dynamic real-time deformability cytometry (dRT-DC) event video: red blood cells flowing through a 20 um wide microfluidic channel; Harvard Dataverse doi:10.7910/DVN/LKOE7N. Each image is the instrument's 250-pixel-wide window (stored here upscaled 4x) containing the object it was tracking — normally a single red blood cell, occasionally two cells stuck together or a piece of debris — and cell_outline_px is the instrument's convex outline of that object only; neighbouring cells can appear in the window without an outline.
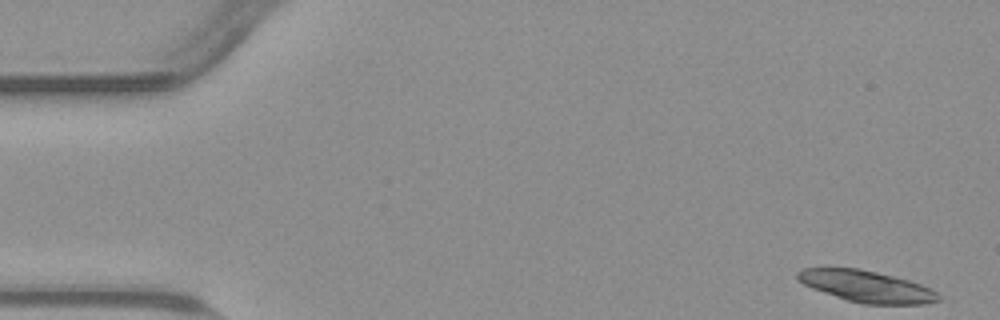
{"species": "common noctule bat (a hibernating species)", "species_latin": "Nyctalus noctula", "temperature_condition": "warm", "stored_images_in_passage": 37, "segment_of_instrument_passage": [1, 2], "camera_frame_rate_fps": 3000, "um_per_image_px": 0.085, "animal": {"sex": "male", "body_mass_g": 23.1, "forearm_length_mm": 52.7}, "frame": {"image": 1, "passage_image": 1, "time_ms": 0.0, "image_size_px": [1000, 320], "cell_outline_px": [[940, 300], [924, 304], [864, 304], [848, 300], [812, 288], [804, 284], [796, 276], [796, 272], [804, 268], [860, 268], [908, 280], [920, 284], [936, 292], [940, 296]], "centroid_in_image_um": [73.66, 24.34], "position_along_channel_um": 11.3, "area_um2": 25.49}}